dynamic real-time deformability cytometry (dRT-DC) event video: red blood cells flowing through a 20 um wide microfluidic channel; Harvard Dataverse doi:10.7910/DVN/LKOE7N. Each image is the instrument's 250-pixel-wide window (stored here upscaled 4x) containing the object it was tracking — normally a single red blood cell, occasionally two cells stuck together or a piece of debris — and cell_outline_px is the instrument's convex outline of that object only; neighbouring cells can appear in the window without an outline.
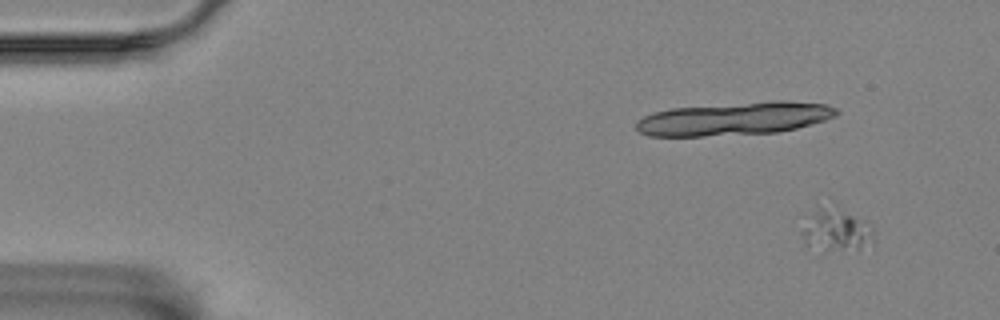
{"species": "Egyptian fruit bat (a non-hibernating species)", "species_latin": "Rousettus aegyptiacus", "temperature_condition": "room temperature", "stored_images_in_passage": 58, "camera_frame_rate_fps": 3000, "um_per_image_px": 0.085, "animal": {"sex": "female"}, "frame": {"image": 1, "passage_image": 6, "time_ms": 1.667, "image_size_px": [1000, 320], "cell_outline_px": [[860, 248], [808, 244], [804, 236], [804, 232], [824, 216], [848, 216], [852, 220], [860, 236]], "centroid_in_image_um": [70.87, 19.77], "position_along_channel_um": 14.1, "area_um2": 10.06}}
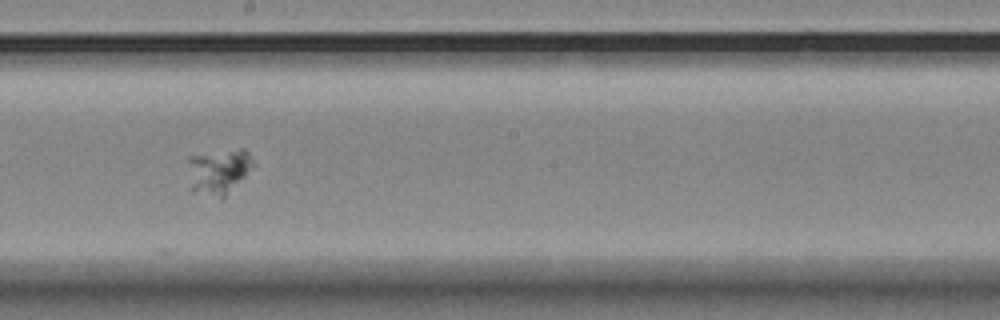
{"frame": {"image": 2, "passage_image": 35, "time_ms": 11.333, "image_size_px": [1000, 320], "cell_outline_px": [[256, 164], [220, 200], [192, 192], [188, 160], [188, 156], [240, 148], [244, 148], [248, 152]], "centroid_in_image_um": [18.58, 14.57], "position_along_channel_um": 229.6, "area_um2": 17.22}}
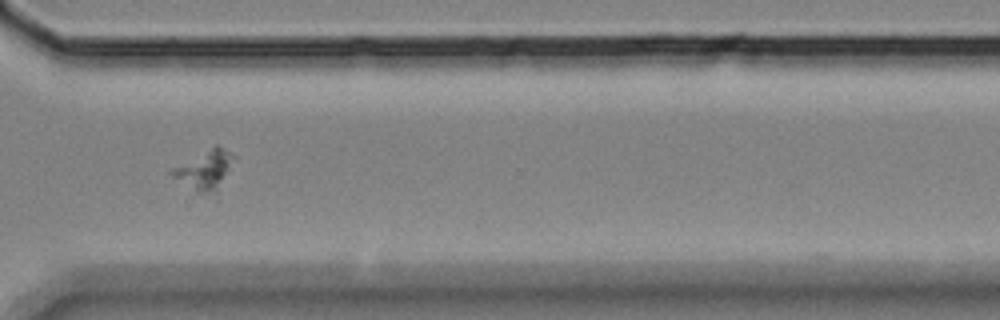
{"frame": {"image": 3, "passage_image": 46, "time_ms": 15.0, "image_size_px": [1000, 320], "cell_outline_px": [[236, 156], [216, 200], [200, 192], [172, 176], [168, 172], [172, 168], [216, 144]], "centroid_in_image_um": [17.49, 14.5], "position_along_channel_um": 353.1, "area_um2": 14.45}}